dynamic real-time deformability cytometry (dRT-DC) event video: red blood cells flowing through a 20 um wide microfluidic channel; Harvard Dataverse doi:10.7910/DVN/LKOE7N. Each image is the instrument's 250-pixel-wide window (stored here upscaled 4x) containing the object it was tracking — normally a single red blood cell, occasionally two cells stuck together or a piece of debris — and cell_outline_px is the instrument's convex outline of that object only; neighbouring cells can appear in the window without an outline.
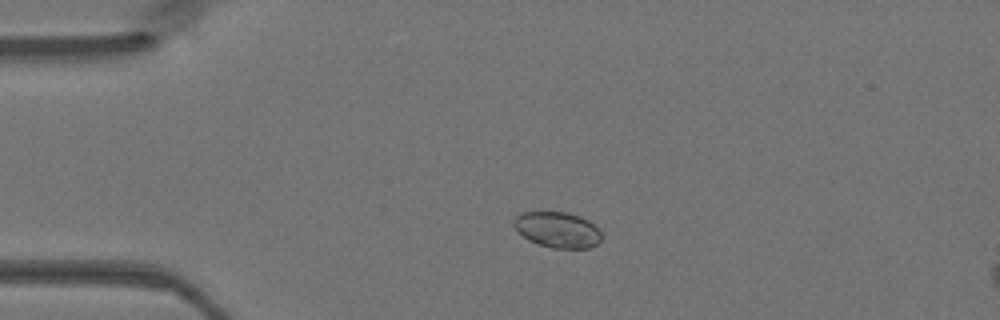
{"species": "Egyptian fruit bat (a non-hibernating species)", "species_latin": "Rousettus aegyptiacus", "temperature_condition": "warm", "stored_images_in_passage": 46, "camera_frame_rate_fps": 3000, "um_per_image_px": 0.085, "animal": {"sex": "female"}, "frame": {"image": 1, "passage_image": 8, "time_ms": 2.333, "image_size_px": [1000, 320], "cell_outline_px": [[600, 240], [596, 244], [588, 248], [552, 248], [528, 240], [512, 224], [512, 220], [520, 212], [568, 212], [580, 216], [588, 220], [600, 232]], "centroid_in_image_um": [47.36, 19.51], "position_along_channel_um": 37.6, "area_um2": 18.09}}
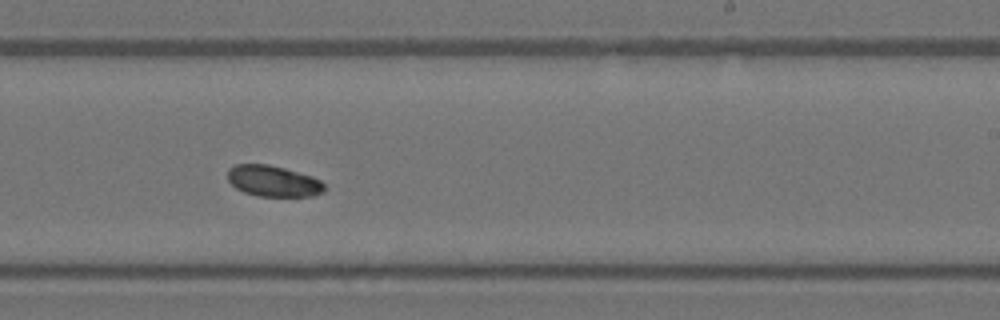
{"frame": {"image": 2, "passage_image": 27, "time_ms": 8.667, "image_size_px": [1000, 320], "cell_outline_px": [[324, 192], [312, 196], [256, 196], [244, 192], [236, 188], [228, 180], [228, 168], [236, 164], [268, 164], [284, 168], [312, 176], [320, 180], [324, 184]], "centroid_in_image_um": [23.21, 15.39], "position_along_channel_um": 265.8, "area_um2": 17.51}}
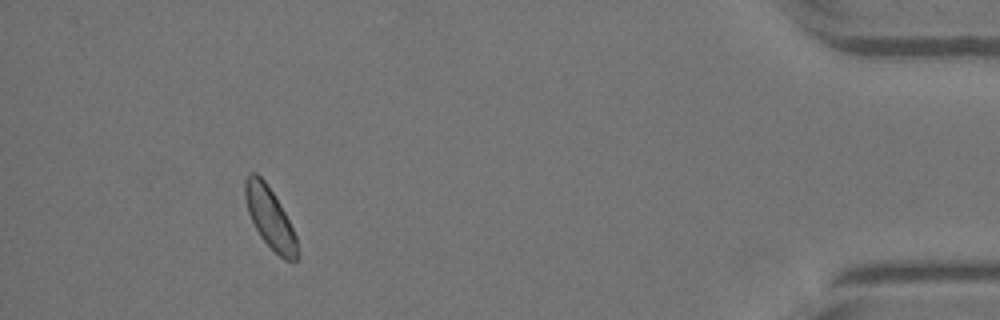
{"frame": {"image": 3, "passage_image": 42, "time_ms": 13.667, "image_size_px": [1000, 320], "cell_outline_px": [[300, 256], [296, 260], [284, 260], [260, 236], [248, 212], [244, 196], [244, 180], [248, 172], [256, 172], [264, 180], [280, 204], [296, 236], [300, 252]], "centroid_in_image_um": [22.94, 18.5], "position_along_channel_um": 412.3, "area_um2": 18.44}}